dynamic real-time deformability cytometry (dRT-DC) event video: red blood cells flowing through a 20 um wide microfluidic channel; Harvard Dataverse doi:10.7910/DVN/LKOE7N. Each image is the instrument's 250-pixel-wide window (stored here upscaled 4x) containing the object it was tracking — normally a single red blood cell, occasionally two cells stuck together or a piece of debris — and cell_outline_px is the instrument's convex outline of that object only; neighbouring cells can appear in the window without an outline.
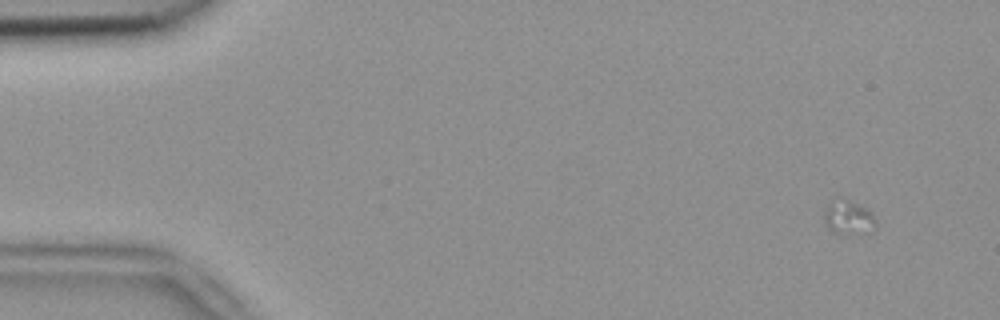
{"species": "common noctule bat (a hibernating species)", "species_latin": "Nyctalus noctula", "temperature_condition": "room temperature", "stored_images_in_passage": 5, "segment_of_instrument_passage": [1, 2], "camera_frame_rate_fps": 3000, "um_per_image_px": 0.085, "animal": {"sex": "female", "body_mass_g": 18.4}, "frame": {"image": 1, "passage_image": 1, "time_ms": 0.0, "image_size_px": [1000, 320], "cell_outline_px": [[876, 228], [872, 232], [832, 232], [828, 228], [824, 220], [824, 208], [832, 200], [840, 196], [872, 212], [876, 220]], "centroid_in_image_um": [72.11, 18.45], "position_along_channel_um": 12.9, "area_um2": 10.17}}